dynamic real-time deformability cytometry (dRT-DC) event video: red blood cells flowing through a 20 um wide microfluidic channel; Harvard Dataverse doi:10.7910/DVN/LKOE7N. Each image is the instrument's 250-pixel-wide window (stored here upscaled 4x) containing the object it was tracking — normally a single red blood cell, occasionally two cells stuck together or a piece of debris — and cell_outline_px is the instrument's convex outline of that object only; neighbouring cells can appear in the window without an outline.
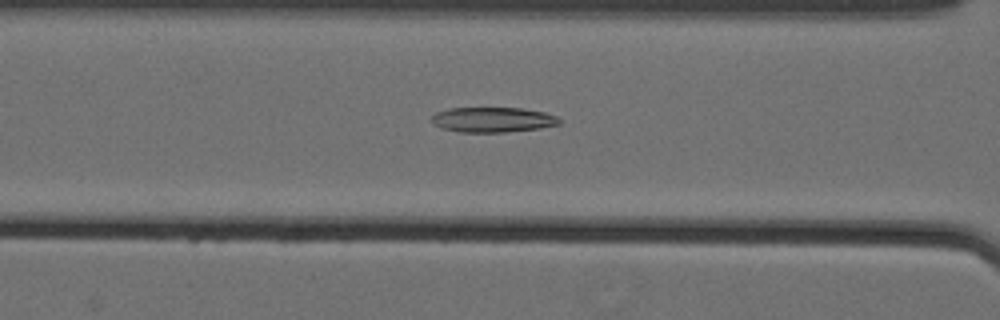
{"species": "Egyptian fruit bat (a non-hibernating species)", "species_latin": "Rousettus aegyptiacus", "temperature_condition": "cold", "stored_images_in_passage": 61, "camera_frame_rate_fps": 3000, "um_per_image_px": 0.085, "animal": {"sex": "female"}, "frame": {"image": 1, "passage_image": 29, "time_ms": 9.333, "image_size_px": [1000, 320], "cell_outline_px": [[560, 124], [540, 128], [508, 132], [460, 132], [440, 128], [432, 124], [432, 116], [436, 112], [448, 108], [524, 108], [544, 112], [556, 116], [560, 120]], "centroid_in_image_um": [41.86, 10.17], "position_along_channel_um": 124.7, "area_um2": 18.79}}
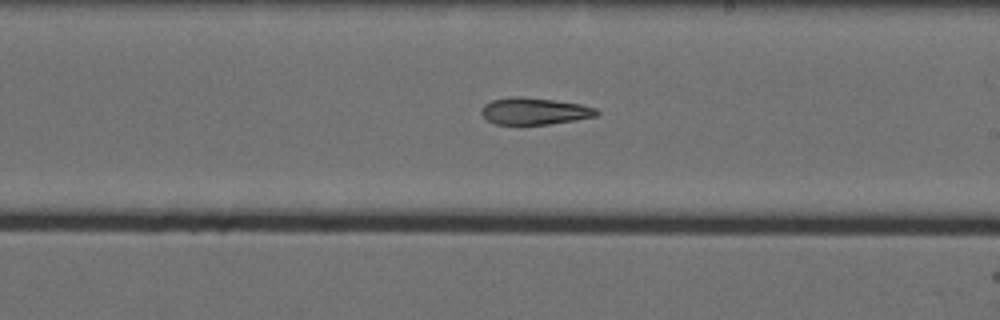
{"frame": {"image": 2, "passage_image": 39, "time_ms": 12.667, "image_size_px": [1000, 320], "cell_outline_px": [[600, 112], [596, 116], [576, 120], [548, 124], [496, 124], [488, 120], [480, 112], [480, 108], [484, 104], [492, 100], [508, 96], [520, 96], [552, 100], [580, 104], [596, 108]], "centroid_in_image_um": [45.4, 9.44], "position_along_channel_um": 243.6, "area_um2": 18.03}}
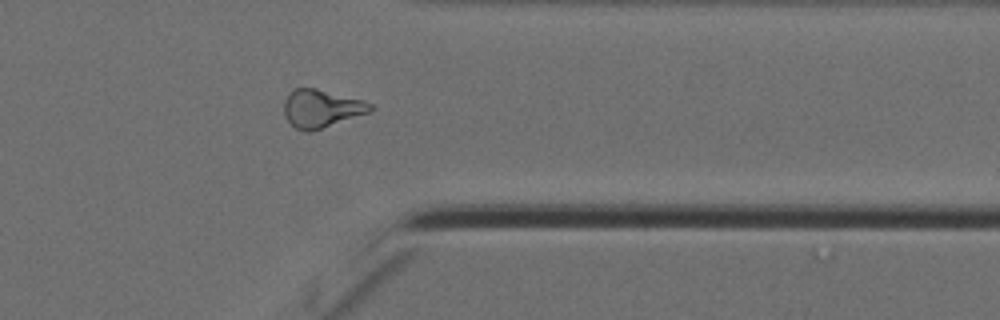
{"frame": {"image": 3, "passage_image": 51, "time_ms": 16.667, "image_size_px": [1000, 320], "cell_outline_px": [[376, 108], [372, 112], [308, 132], [304, 132], [296, 128], [284, 116], [284, 100], [288, 92], [292, 88], [316, 88], [364, 100], [372, 104]], "centroid_in_image_um": [27.33, 9.21], "position_along_channel_um": 384.1, "area_um2": 19.31}, "authors_computed_cell_mechanics": {"area_um2": 19.8832, "velocity_mm_per_s": 3.5612, "shape_relaxation_time_tau1_ms": 9.2608, "shape_relaxation_time_tau2_ms": null, "deformation_change_tau1": 0.1947, "deformation_change_tau2": null}}